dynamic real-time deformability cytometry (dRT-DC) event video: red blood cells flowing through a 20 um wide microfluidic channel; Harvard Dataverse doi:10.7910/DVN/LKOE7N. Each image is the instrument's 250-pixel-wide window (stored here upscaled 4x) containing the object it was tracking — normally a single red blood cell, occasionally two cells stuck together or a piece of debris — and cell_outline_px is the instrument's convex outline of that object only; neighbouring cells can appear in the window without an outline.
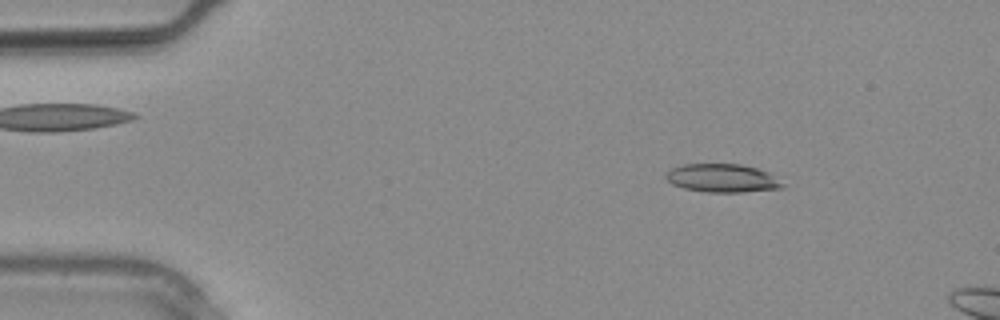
{"species": "common noctule bat (a hibernating species)", "species_latin": "Nyctalus noctula", "temperature_condition": "warm", "stored_images_in_passage": 7, "camera_frame_rate_fps": 3000, "um_per_image_px": 0.085, "animal": {"sex": "male", "body_mass_g": 20.4}, "frame": {"image": 1, "passage_image": 4, "time_ms": 1.0, "image_size_px": [1000, 320], "cell_outline_px": [[788, 184], [784, 188], [744, 192], [708, 192], [684, 188], [672, 184], [664, 176], [664, 172], [672, 168], [684, 164], [740, 164], [756, 168], [768, 172]], "centroid_in_image_um": [61.44, 15.14], "position_along_channel_um": 23.6, "area_um2": 19.48}}